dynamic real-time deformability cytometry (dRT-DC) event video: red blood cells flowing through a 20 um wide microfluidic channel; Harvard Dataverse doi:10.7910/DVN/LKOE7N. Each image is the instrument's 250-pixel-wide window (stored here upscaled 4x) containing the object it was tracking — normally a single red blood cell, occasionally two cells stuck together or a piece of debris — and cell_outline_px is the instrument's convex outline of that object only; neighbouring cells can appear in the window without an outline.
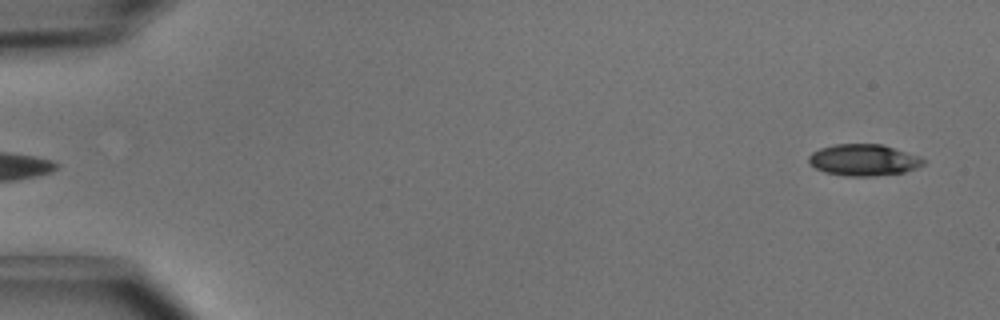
{"species": "common noctule bat (a hibernating species)", "species_latin": "Nyctalus noctula", "temperature_condition": "cold", "stored_images_in_passage": 4, "camera_frame_rate_fps": 3000, "um_per_image_px": 0.085, "animal": {"sex": "male", "body_mass_g": 15.6}, "frame": {"image": 1, "passage_image": 4, "time_ms": 1.0, "image_size_px": [1000, 320], "cell_outline_px": [[924, 164], [916, 168], [904, 172], [876, 176], [844, 176], [824, 172], [808, 164], [808, 156], [812, 152], [820, 148], [836, 144], [880, 144], [920, 156], [924, 160]], "centroid_in_image_um": [73.37, 13.61], "position_along_channel_um": 11.6, "area_um2": 21.1}}